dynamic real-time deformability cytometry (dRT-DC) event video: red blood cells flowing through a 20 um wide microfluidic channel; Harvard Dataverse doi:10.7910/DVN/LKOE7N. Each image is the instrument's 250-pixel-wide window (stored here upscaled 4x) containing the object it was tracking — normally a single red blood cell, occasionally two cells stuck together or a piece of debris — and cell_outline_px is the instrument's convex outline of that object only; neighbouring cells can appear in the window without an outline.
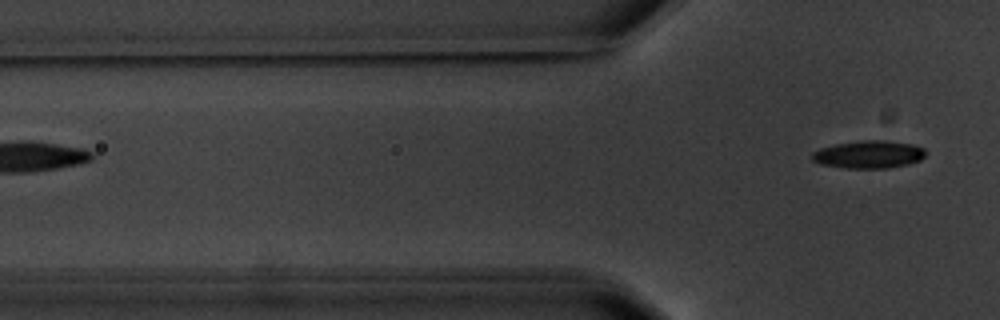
{"species": "common noctule bat (a hibernating species)", "species_latin": "Nyctalus noctula", "temperature_condition": "warm", "stored_images_in_passage": 3, "camera_frame_rate_fps": 3000, "um_per_image_px": 0.085, "animal": {"sex": "male", "body_mass_g": 20.1, "forearm_length_mm": 53.5}, "frame": {"image": 1, "passage_image": 3, "time_ms": 3.667, "image_size_px": [1000, 320], "cell_outline_px": [[924, 156], [920, 160], [908, 164], [888, 168], [844, 168], [820, 164], [812, 160], [812, 152], [820, 148], [836, 144], [860, 140], [884, 140], [912, 144], [924, 148]], "centroid_in_image_um": [73.82, 13.13], "position_along_channel_um": 52.0, "area_um2": 18.32}}